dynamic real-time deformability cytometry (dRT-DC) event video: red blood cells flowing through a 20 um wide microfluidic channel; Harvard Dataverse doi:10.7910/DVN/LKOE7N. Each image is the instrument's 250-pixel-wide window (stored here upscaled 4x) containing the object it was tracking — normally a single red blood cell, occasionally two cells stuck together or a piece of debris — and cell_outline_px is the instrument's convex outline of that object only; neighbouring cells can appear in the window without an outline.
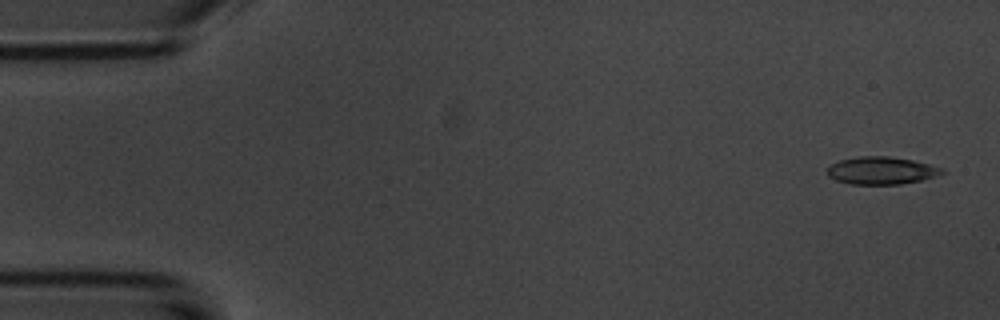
{"species": "common noctule bat (a hibernating species)", "species_latin": "Nyctalus noctula", "temperature_condition": "room temperature", "stored_images_in_passage": 4, "camera_frame_rate_fps": 3000, "um_per_image_px": 0.085, "animal": {"sex": "male", "body_mass_g": 20.1, "forearm_length_mm": 53.5}, "frame": {"image": 1, "passage_image": 1, "time_ms": 0.0, "image_size_px": [1000, 320], "cell_outline_px": [[944, 172], [936, 176], [920, 180], [900, 184], [848, 184], [836, 180], [828, 176], [828, 168], [832, 164], [840, 160], [860, 156], [888, 156], [912, 160], [944, 168]], "centroid_in_image_um": [74.91, 14.5], "position_along_channel_um": 10.1, "area_um2": 18.26}}